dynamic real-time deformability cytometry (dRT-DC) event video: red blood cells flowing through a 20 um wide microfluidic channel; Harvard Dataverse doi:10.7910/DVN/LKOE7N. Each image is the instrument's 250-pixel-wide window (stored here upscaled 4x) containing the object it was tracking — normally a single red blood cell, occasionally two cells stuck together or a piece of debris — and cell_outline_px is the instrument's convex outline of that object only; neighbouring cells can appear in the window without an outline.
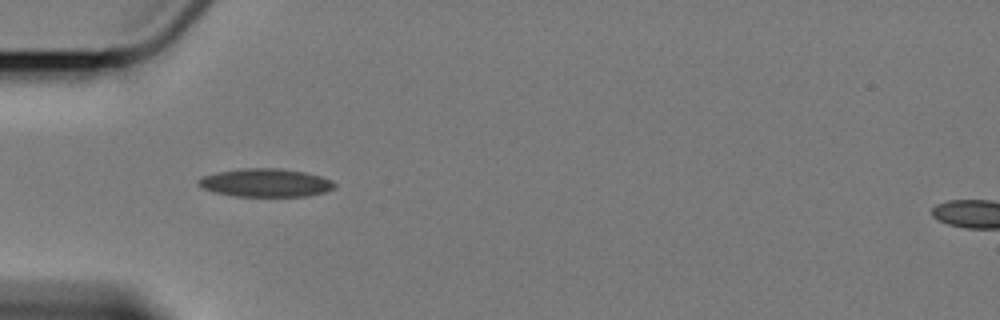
{"species": "Egyptian fruit bat (a non-hibernating species)", "species_latin": "Rousettus aegyptiacus", "temperature_condition": "cold", "stored_images_in_passage": 4, "camera_frame_rate_fps": 3000, "um_per_image_px": 0.085, "animal": {"sex": "female"}, "frame": {"image": 1, "passage_image": 2, "time_ms": 1.333, "image_size_px": [1000, 320], "cell_outline_px": [[336, 188], [324, 192], [308, 196], [232, 196], [200, 188], [196, 184], [196, 180], [200, 176], [216, 172], [240, 168], [280, 168], [304, 172], [320, 176], [332, 180], [336, 184]], "centroid_in_image_um": [22.53, 15.53], "position_along_channel_um": 62.5, "area_um2": 22.72}}
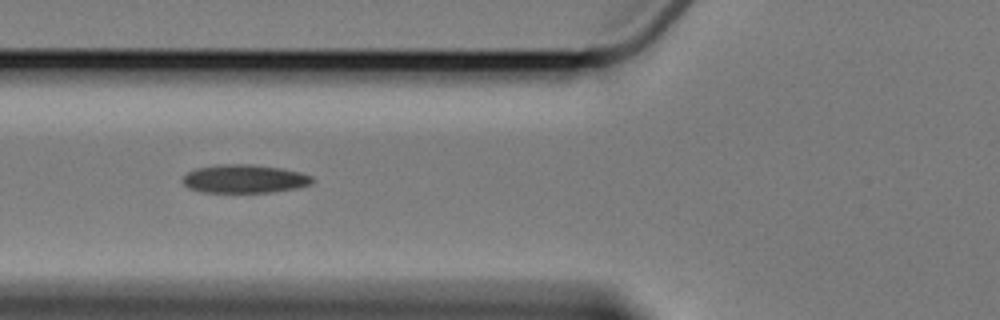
{"frame": {"image": 2, "passage_image": 3, "time_ms": 2.667, "image_size_px": [1000, 320], "cell_outline_px": [[316, 180], [312, 184], [296, 188], [272, 192], [200, 192], [188, 188], [184, 184], [184, 176], [188, 172], [196, 168], [224, 164], [252, 164], [280, 168], [300, 172], [312, 176]], "centroid_in_image_um": [20.81, 15.2], "position_along_channel_um": 105.0, "area_um2": 21.44}}
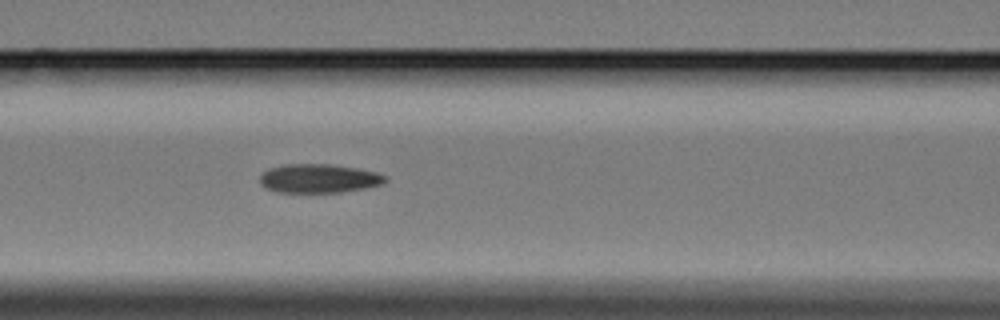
{"frame": {"image": 3, "passage_image": 4, "time_ms": 3.667, "image_size_px": [1000, 320], "cell_outline_px": [[388, 180], [380, 184], [364, 188], [340, 192], [276, 192], [264, 188], [260, 184], [260, 172], [268, 168], [284, 164], [332, 164], [356, 168], [376, 172], [388, 176]], "centroid_in_image_um": [27.05, 15.16], "position_along_channel_um": 139.6, "area_um2": 21.27}}